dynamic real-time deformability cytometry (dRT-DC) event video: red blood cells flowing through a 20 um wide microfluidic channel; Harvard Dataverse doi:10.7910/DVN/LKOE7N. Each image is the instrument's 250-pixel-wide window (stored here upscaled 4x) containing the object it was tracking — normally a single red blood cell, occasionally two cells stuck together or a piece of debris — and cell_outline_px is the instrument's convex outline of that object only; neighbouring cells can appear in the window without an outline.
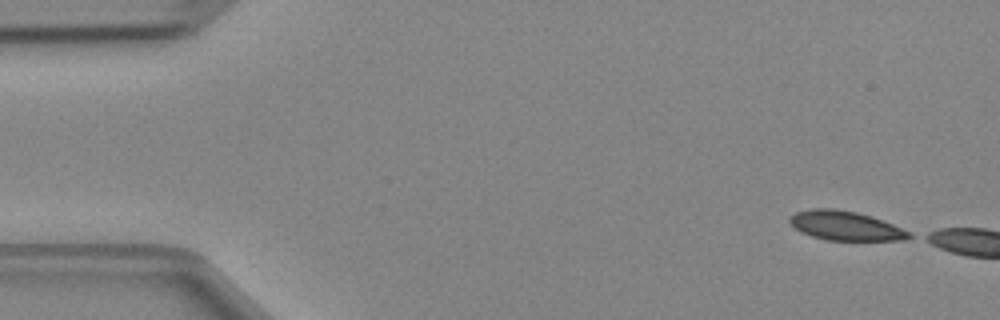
{"species": "Egyptian fruit bat (a non-hibernating species)", "species_latin": "Rousettus aegyptiacus", "temperature_condition": "cold", "stored_images_in_passage": 8, "camera_frame_rate_fps": 3000, "um_per_image_px": 0.085, "animal": {"sex": "female"}, "frame": {"image": 1, "passage_image": 1, "time_ms": 0.0, "image_size_px": [1000, 320], "cell_outline_px": [[912, 236], [904, 240], [828, 240], [812, 236], [800, 232], [788, 220], [788, 216], [796, 212], [812, 208], [832, 208], [856, 212], [872, 216], [892, 224], [908, 232]], "centroid_in_image_um": [71.81, 19.18], "position_along_channel_um": 13.2, "area_um2": 20.17}}